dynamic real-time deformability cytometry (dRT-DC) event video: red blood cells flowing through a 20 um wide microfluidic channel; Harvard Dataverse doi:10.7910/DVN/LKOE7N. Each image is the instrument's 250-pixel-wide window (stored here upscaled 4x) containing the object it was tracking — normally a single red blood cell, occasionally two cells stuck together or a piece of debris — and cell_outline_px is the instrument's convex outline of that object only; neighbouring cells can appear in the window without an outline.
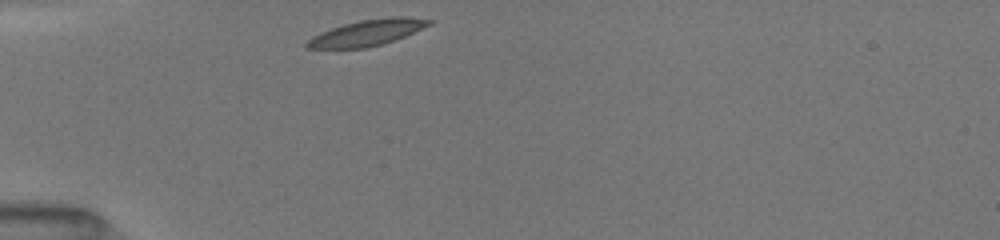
{"species": "common noctule bat (a hibernating species)", "species_latin": "Nyctalus noctula", "temperature_condition": "room temperature", "stored_images_in_passage": 17, "camera_frame_rate_fps": 3000, "um_per_image_px": 0.085, "animal": {"sex": "female", "body_mass_g": 19.5, "forearm_length_mm": 54.1}, "frame": {"image": 1, "passage_image": 1, "time_ms": 0.0, "image_size_px": [1000, 240], "cell_outline_px": [[432, 24], [404, 36], [384, 44], [364, 48], [304, 48], [304, 44], [312, 36], [320, 32], [344, 24], [360, 20], [388, 16], [404, 16], [432, 20]], "centroid_in_image_um": [31.2, 2.77], "position_along_channel_um": 53.8, "area_um2": 18.5}}
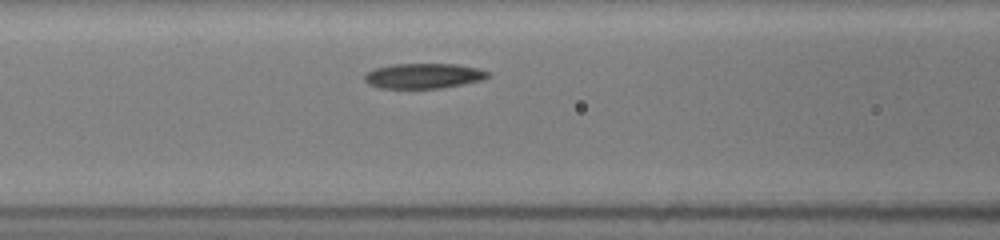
{"frame": {"image": 2, "passage_image": 7, "time_ms": 2.333, "image_size_px": [1000, 240], "cell_outline_px": [[492, 76], [484, 80], [440, 88], [380, 88], [368, 84], [364, 80], [364, 76], [368, 72], [376, 68], [392, 64], [456, 64], [476, 68], [488, 72]], "centroid_in_image_um": [36.02, 6.45], "position_along_channel_um": 130.6, "area_um2": 18.03}}
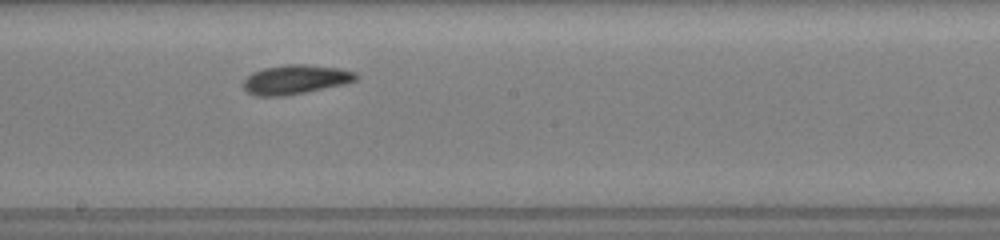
{"frame": {"image": 3, "passage_image": 15, "time_ms": 4.667, "image_size_px": [1000, 240], "cell_outline_px": [[360, 76], [356, 80], [344, 84], [284, 96], [256, 96], [248, 92], [244, 88], [244, 80], [252, 72], [264, 68], [284, 64], [304, 64], [340, 68], [356, 72]], "centroid_in_image_um": [25.13, 6.75], "position_along_channel_um": 223.1, "area_um2": 19.19}}